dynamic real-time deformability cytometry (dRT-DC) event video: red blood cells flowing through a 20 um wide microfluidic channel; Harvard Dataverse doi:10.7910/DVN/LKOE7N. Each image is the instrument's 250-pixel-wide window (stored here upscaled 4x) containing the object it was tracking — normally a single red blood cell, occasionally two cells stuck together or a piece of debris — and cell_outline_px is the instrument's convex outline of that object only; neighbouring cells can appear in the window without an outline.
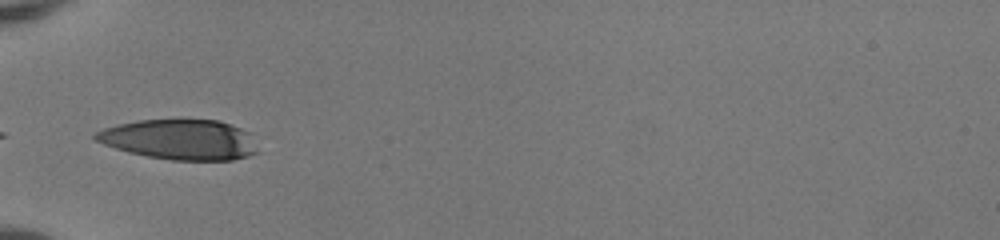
{"species": "human", "species_latin": "Homo sapiens", "temperature_condition": "room temperature", "stored_images_in_passage": 9, "camera_frame_rate_fps": 3000, "um_per_image_px": 0.085, "donor": {"sex": "female"}, "frame": {"image": 1, "passage_image": 1, "time_ms": 0.0, "image_size_px": [1000, 240], "cell_outline_px": [[260, 152], [248, 156], [232, 160], [172, 160], [148, 156], [128, 152], [104, 144], [96, 140], [92, 136], [96, 132], [104, 128], [120, 124], [140, 120], [220, 120], [240, 128], [248, 132]], "centroid_in_image_um": [15.31, 11.87], "position_along_channel_um": 69.7, "area_um2": 37.8}}
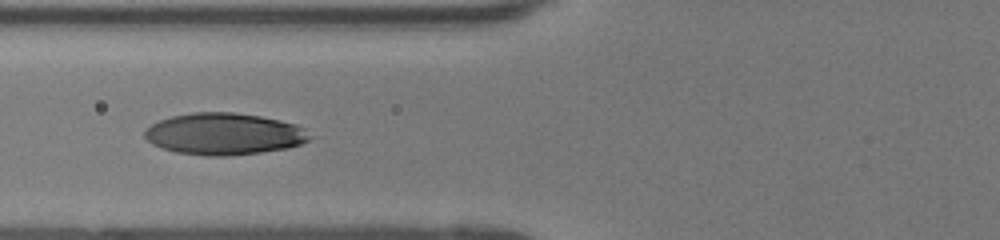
{"frame": {"image": 2, "passage_image": 4, "time_ms": 1.0, "image_size_px": [1000, 240], "cell_outline_px": [[312, 136], [308, 140], [300, 144], [288, 148], [260, 152], [228, 156], [204, 156], [176, 152], [152, 144], [144, 136], [144, 132], [152, 124], [160, 120], [172, 116], [192, 112], [232, 112], [260, 116], [280, 120], [296, 124], [304, 128]], "centroid_in_image_um": [19.06, 11.38], "position_along_channel_um": 106.7, "area_um2": 40.11}}
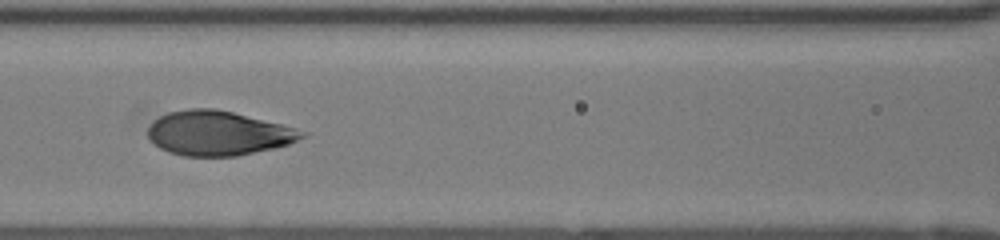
{"frame": {"image": 3, "passage_image": 7, "time_ms": 2.0, "image_size_px": [1000, 240], "cell_outline_px": [[308, 136], [288, 144], [272, 148], [236, 156], [184, 156], [168, 152], [160, 148], [148, 136], [148, 128], [160, 116], [168, 112], [188, 108], [216, 108], [280, 124], [308, 132]], "centroid_in_image_um": [18.55, 11.32], "position_along_channel_um": 148.1, "area_um2": 39.59}}